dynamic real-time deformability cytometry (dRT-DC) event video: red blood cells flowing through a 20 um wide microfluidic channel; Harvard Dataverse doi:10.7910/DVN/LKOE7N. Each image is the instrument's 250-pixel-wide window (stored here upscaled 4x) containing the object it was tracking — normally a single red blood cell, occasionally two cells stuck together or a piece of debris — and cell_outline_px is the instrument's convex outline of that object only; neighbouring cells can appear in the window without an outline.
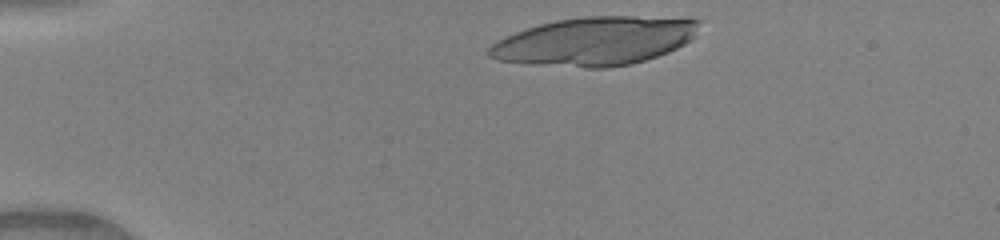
{"species": "human", "species_latin": "Homo sapiens", "temperature_condition": "warm", "stored_images_in_passage": 40, "camera_frame_rate_fps": 3000, "um_per_image_px": 0.085, "donor": {"sex": "female"}, "frame": {"image": 1, "passage_image": 2, "time_ms": 0.333, "image_size_px": [1000, 240], "cell_outline_px": [[700, 20], [692, 40], [668, 52], [632, 64], [608, 68], [588, 68], [500, 60], [488, 56], [488, 48], [496, 40], [504, 36], [540, 24], [556, 20], [588, 16], [632, 16]], "centroid_in_image_um": [50.56, 3.49], "position_along_channel_um": 34.4, "area_um2": 58.61}}
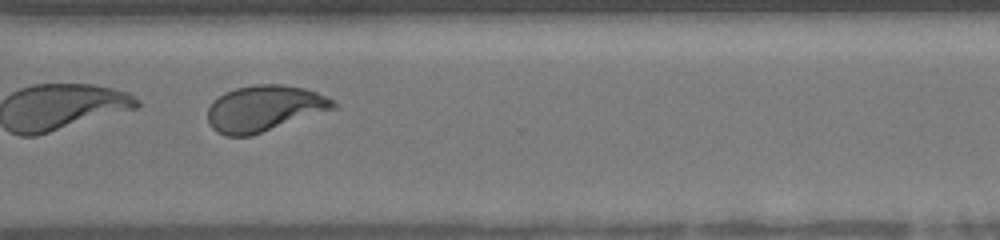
{"frame": {"image": 2, "passage_image": 30, "time_ms": 9.667, "image_size_px": [1000, 240], "cell_outline_px": [[336, 108], [252, 136], [224, 136], [216, 132], [212, 128], [208, 120], [208, 108], [212, 100], [224, 92], [236, 88], [256, 84], [280, 84], [304, 88], [316, 92], [332, 100], [336, 104]], "centroid_in_image_um": [22.42, 9.22], "position_along_channel_um": 348.2, "area_um2": 33.76}, "authors_computed_cell_mechanics": {"area_um2": 33.813, "velocity_mm_per_s": 4.1096, "shape_relaxation_time_tau1_ms": 1.0515, "shape_relaxation_time_tau2_ms": 0.9219, "deformation_change_tau1": 0.3317, "deformation_change_tau2": 0.074}}